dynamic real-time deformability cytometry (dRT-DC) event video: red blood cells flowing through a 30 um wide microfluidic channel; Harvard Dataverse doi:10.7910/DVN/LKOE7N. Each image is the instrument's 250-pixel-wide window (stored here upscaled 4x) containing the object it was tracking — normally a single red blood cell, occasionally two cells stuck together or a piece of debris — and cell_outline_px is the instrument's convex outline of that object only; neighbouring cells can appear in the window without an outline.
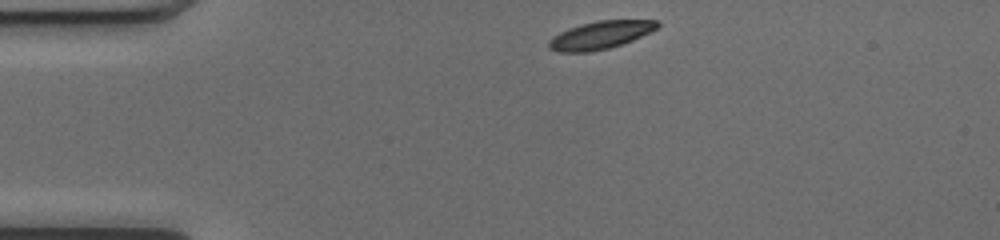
{"species": "common noctule bat (a hibernating species)", "species_latin": "Nyctalus noctula", "temperature_condition": "cold", "stored_images_in_passage": 42, "camera_frame_rate_fps": 3000, "um_per_image_px": 0.085, "animal": {"sex": "female", "body_mass_g": 17.0, "forearm_length_mm": 48.0}, "frame": {"image": 1, "passage_image": 1, "time_ms": 0.0, "image_size_px": [1000, 240], "cell_outline_px": [[660, 24], [652, 32], [632, 40], [608, 48], [588, 52], [560, 52], [548, 48], [548, 40], [552, 36], [568, 28], [580, 24], [596, 20], [656, 20]], "centroid_in_image_um": [51.0, 2.97], "position_along_channel_um": 34.0, "area_um2": 17.63}}
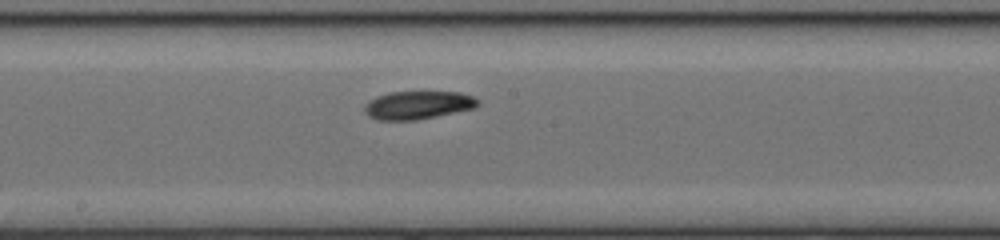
{"frame": {"image": 2, "passage_image": 18, "time_ms": 5.667, "image_size_px": [1000, 240], "cell_outline_px": [[480, 104], [476, 108], [416, 120], [376, 120], [368, 116], [364, 112], [364, 104], [368, 100], [376, 96], [388, 92], [460, 92], [472, 96], [480, 100]], "centroid_in_image_um": [35.5, 8.93], "position_along_channel_um": 212.7, "area_um2": 18.84}}
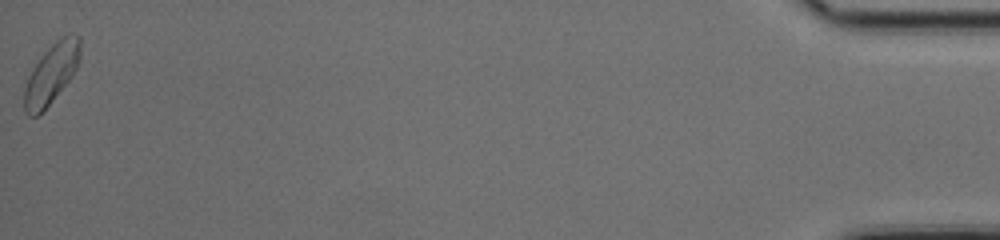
{"frame": {"image": 3, "passage_image": 42, "time_ms": 13.667, "image_size_px": [1000, 240], "cell_outline_px": [[80, 60], [72, 76], [48, 104], [36, 116], [28, 116], [24, 112], [24, 88], [28, 76], [32, 68], [44, 52], [56, 40], [72, 32], [80, 36]], "centroid_in_image_um": [4.37, 6.22], "position_along_channel_um": 430.8, "area_um2": 19.31}, "authors_computed_cell_mechanics": {"area_um2": 18.3515, "velocity_mm_per_s": 4.0064, "shape_relaxation_time_tau1_ms": 8.3365, "shape_relaxation_time_tau2_ms": 9.0587, "deformation_change_tau1": 0.1855, "deformation_change_tau2": 0.1377}}